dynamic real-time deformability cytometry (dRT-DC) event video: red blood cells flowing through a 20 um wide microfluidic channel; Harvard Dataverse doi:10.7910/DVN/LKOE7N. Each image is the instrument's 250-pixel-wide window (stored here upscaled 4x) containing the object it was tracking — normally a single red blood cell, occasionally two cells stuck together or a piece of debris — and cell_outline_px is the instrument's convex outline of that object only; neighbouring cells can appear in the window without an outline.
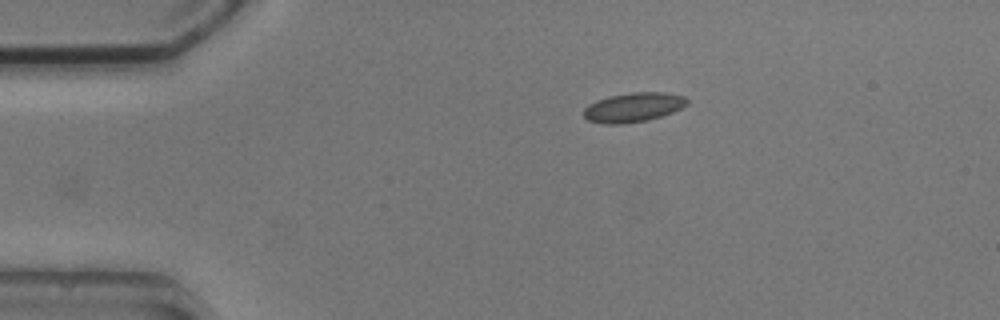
{"species": "common noctule bat (a hibernating species)", "species_latin": "Nyctalus noctula", "temperature_condition": "cold", "stored_images_in_passage": 2, "camera_frame_rate_fps": 3000, "um_per_image_px": 0.085, "animal": {"sex": "male", "body_mass_g": 20.5, "forearm_length_mm": 52.5}, "frame": {"image": 1, "passage_image": 2, "time_ms": 1.0, "image_size_px": [1000, 320], "cell_outline_px": [[688, 104], [672, 112], [648, 120], [620, 124], [604, 124], [588, 120], [584, 116], [584, 108], [588, 104], [596, 100], [608, 96], [632, 92], [664, 92], [684, 96], [688, 100]], "centroid_in_image_um": [53.81, 9.11], "position_along_channel_um": 31.2, "area_um2": 17.69}}